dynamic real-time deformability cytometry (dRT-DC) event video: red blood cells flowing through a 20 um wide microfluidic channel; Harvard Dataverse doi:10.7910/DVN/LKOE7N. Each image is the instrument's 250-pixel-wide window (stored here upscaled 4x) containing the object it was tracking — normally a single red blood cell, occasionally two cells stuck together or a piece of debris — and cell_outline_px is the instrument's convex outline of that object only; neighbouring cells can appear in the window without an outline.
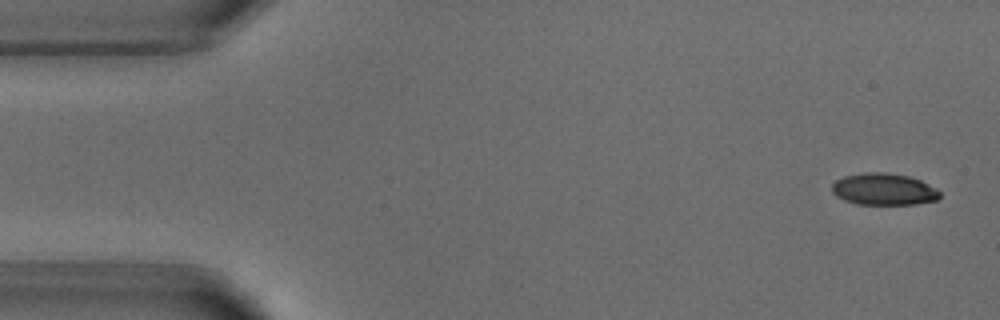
{"species": "common noctule bat (a hibernating species)", "species_latin": "Nyctalus noctula", "temperature_condition": "warm", "stored_images_in_passage": 5, "camera_frame_rate_fps": 3000, "um_per_image_px": 0.085, "animal": {"sex": "male", "body_mass_g": 18.8}, "frame": {"image": 1, "passage_image": 1, "time_ms": 0.0, "image_size_px": [1000, 320], "cell_outline_px": [[940, 196], [936, 200], [916, 204], [856, 204], [844, 200], [836, 196], [832, 192], [832, 184], [836, 180], [844, 176], [864, 172], [884, 172], [908, 176], [920, 180], [936, 188], [940, 192]], "centroid_in_image_um": [75.1, 16.08], "position_along_channel_um": 9.9, "area_um2": 20.0}}